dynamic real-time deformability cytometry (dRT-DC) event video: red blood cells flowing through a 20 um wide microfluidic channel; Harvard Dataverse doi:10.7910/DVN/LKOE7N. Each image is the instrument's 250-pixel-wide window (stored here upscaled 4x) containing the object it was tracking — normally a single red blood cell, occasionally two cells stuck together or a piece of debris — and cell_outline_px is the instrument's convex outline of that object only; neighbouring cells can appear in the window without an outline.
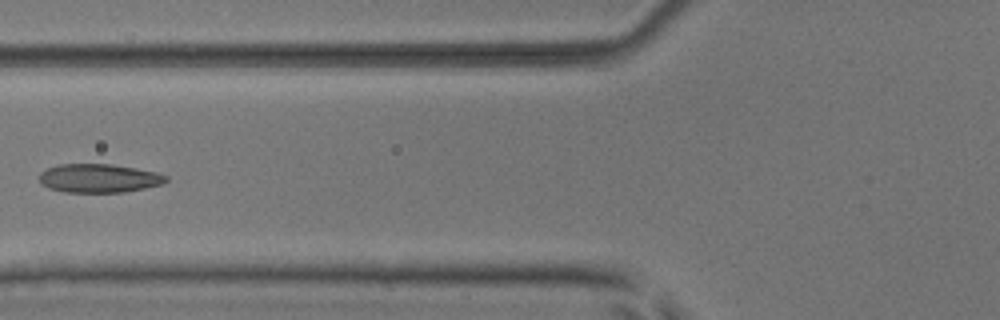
{"species": "common noctule bat (a hibernating species)", "species_latin": "Nyctalus noctula", "temperature_condition": "room temperature", "stored_images_in_passage": 7, "camera_frame_rate_fps": 3000, "um_per_image_px": 0.085, "animal": {"sex": "male", "body_mass_g": 17.9, "forearm_length_mm": 54.2}, "frame": {"image": 1, "passage_image": 6, "time_ms": 1.667, "image_size_px": [1000, 320], "cell_outline_px": [[168, 180], [164, 184], [124, 192], [64, 192], [48, 188], [40, 184], [40, 172], [56, 164], [112, 164], [136, 168], [156, 172], [168, 176]], "centroid_in_image_um": [8.41, 15.15], "position_along_channel_um": 117.4, "area_um2": 21.33}}
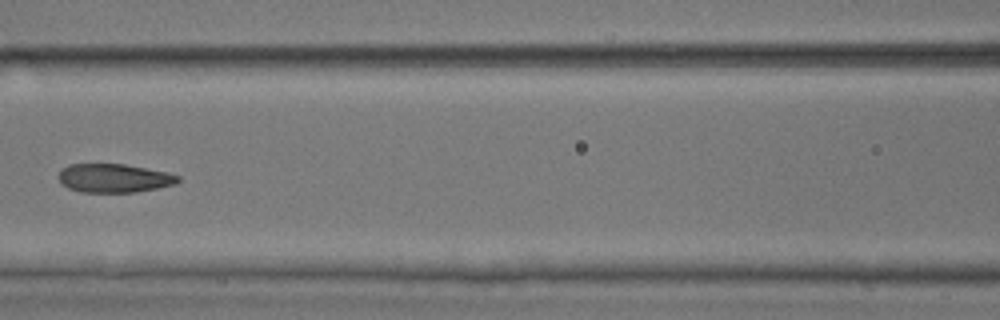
{"frame": {"image": 2, "passage_image": 7, "time_ms": 2.0, "image_size_px": [1000, 320], "cell_outline_px": [[180, 180], [176, 184], [136, 192], [80, 192], [68, 188], [60, 184], [56, 176], [68, 164], [124, 164], [164, 172], [180, 176]], "centroid_in_image_um": [9.64, 15.15], "position_along_channel_um": 157.0, "area_um2": 19.94}}